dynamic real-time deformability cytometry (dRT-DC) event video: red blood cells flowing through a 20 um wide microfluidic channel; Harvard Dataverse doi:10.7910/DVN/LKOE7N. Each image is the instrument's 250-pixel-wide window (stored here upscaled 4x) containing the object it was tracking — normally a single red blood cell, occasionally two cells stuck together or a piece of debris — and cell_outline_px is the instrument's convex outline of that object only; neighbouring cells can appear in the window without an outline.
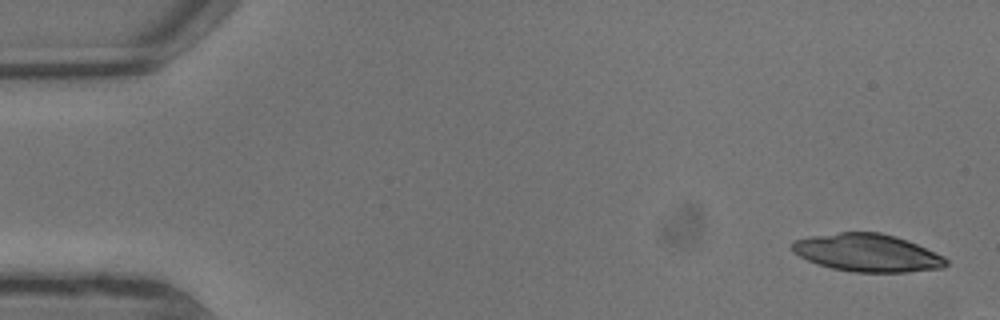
{"species": "common noctule bat (a hibernating species)", "species_latin": "Nyctalus noctula", "temperature_condition": "warm", "stored_images_in_passage": 5, "camera_frame_rate_fps": 3000, "um_per_image_px": 0.085, "animal": {"sex": "male", "body_mass_g": 13.3}, "frame": {"image": 1, "passage_image": 1, "time_ms": 0.0, "image_size_px": [1000, 320], "cell_outline_px": [[948, 264], [944, 268], [904, 272], [852, 272], [832, 268], [808, 260], [800, 256], [792, 248], [792, 240], [808, 236], [840, 232], [880, 232], [896, 236], [908, 240], [944, 256], [948, 260]], "centroid_in_image_um": [73.75, 21.48], "position_along_channel_um": 11.2, "area_um2": 33.87}}